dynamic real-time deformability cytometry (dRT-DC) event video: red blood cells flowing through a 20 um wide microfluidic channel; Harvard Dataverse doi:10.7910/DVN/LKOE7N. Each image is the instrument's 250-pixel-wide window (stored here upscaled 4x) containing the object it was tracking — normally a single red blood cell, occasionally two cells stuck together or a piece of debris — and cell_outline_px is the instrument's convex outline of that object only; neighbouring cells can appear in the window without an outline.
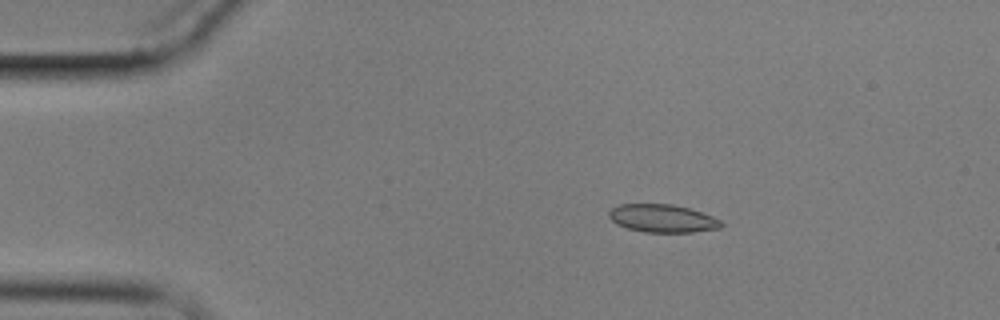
{"species": "common noctule bat (a hibernating species)", "species_latin": "Nyctalus noctula", "temperature_condition": "cold", "stored_images_in_passage": 5, "camera_frame_rate_fps": 3000, "um_per_image_px": 0.085, "animal": {"sex": "male", "body_mass_g": 17.9}, "frame": {"image": 1, "passage_image": 3, "time_ms": 2.667, "image_size_px": [1000, 320], "cell_outline_px": [[724, 224], [720, 228], [692, 232], [644, 232], [628, 228], [616, 224], [608, 216], [608, 212], [612, 208], [620, 204], [672, 204], [688, 208], [712, 216], [720, 220]], "centroid_in_image_um": [56.3, 18.56], "position_along_channel_um": 28.7, "area_um2": 18.21}}